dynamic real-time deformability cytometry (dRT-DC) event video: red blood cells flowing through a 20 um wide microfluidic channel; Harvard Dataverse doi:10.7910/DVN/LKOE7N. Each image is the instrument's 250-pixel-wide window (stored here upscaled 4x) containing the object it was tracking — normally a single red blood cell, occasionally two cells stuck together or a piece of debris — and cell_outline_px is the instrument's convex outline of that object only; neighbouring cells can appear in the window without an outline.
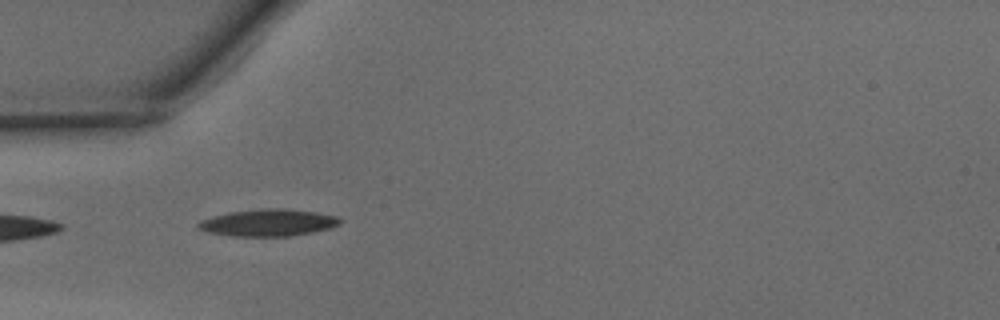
{"species": "common noctule bat (a hibernating species)", "species_latin": "Nyctalus noctula", "temperature_condition": "warm", "stored_images_in_passage": 3, "camera_frame_rate_fps": 3000, "um_per_image_px": 0.085, "animal": {"sex": "male", "body_mass_g": 15.6}, "frame": {"image": 1, "passage_image": 1, "time_ms": 0.0, "image_size_px": [1000, 320], "cell_outline_px": [[340, 224], [328, 228], [312, 232], [292, 236], [232, 236], [208, 232], [196, 228], [196, 224], [200, 220], [212, 216], [228, 212], [264, 208], [288, 208], [316, 212], [336, 216], [340, 220]], "centroid_in_image_um": [22.75, 18.92], "position_along_channel_um": 62.3, "area_um2": 22.37}}